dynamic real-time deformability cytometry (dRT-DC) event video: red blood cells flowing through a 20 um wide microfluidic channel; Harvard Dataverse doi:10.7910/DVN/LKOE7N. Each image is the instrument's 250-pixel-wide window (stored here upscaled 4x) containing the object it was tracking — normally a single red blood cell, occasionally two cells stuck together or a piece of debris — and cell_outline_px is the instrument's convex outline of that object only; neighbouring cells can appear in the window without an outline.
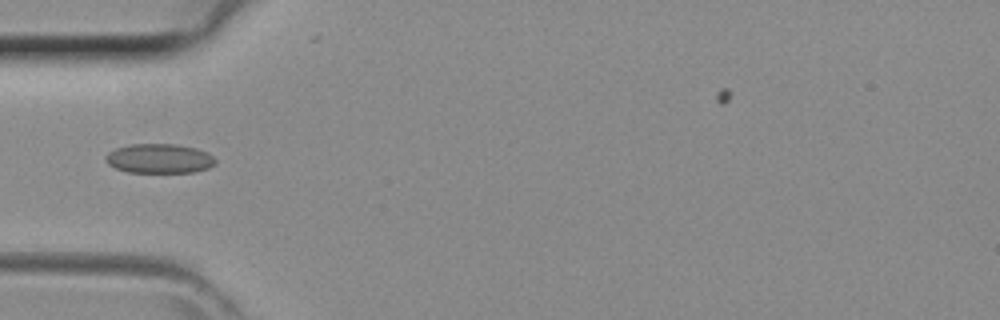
{"species": "common noctule bat (a hibernating species)", "species_latin": "Nyctalus noctula", "temperature_condition": "room temperature", "stored_images_in_passage": 32, "camera_frame_rate_fps": 3000, "um_per_image_px": 0.085, "animal": {"sex": "female", "body_mass_g": 29.2, "forearm_length_mm": 56.3}, "frame": {"image": 1, "passage_image": 6, "time_ms": 1.667, "image_size_px": [1000, 320], "cell_outline_px": [[216, 164], [208, 168], [192, 172], [128, 172], [116, 168], [108, 164], [104, 160], [104, 156], [108, 152], [116, 148], [132, 144], [176, 144], [196, 148], [208, 152], [216, 160]], "centroid_in_image_um": [13.54, 13.47], "position_along_channel_um": 71.5, "area_um2": 18.9}}
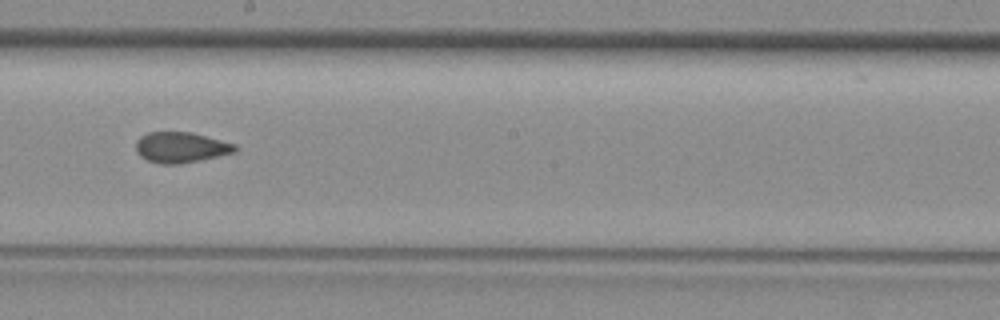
{"frame": {"image": 2, "passage_image": 16, "time_ms": 5.0, "image_size_px": [1000, 320], "cell_outline_px": [[236, 152], [200, 160], [180, 164], [160, 164], [148, 160], [140, 156], [136, 152], [136, 140], [140, 136], [148, 132], [192, 132], [236, 144]], "centroid_in_image_um": [15.36, 12.52], "position_along_channel_um": 232.8, "area_um2": 17.74}}
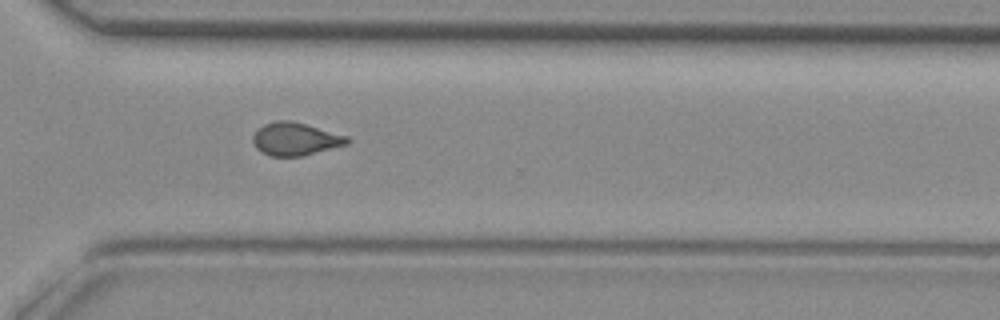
{"frame": {"image": 3, "passage_image": 23, "time_ms": 7.333, "image_size_px": [1000, 320], "cell_outline_px": [[352, 140], [348, 144], [300, 156], [272, 156], [260, 152], [256, 148], [252, 140], [252, 136], [264, 124], [276, 120], [288, 120], [304, 124], [348, 136]], "centroid_in_image_um": [25.1, 11.82], "position_along_channel_um": 345.5, "area_um2": 17.86}}